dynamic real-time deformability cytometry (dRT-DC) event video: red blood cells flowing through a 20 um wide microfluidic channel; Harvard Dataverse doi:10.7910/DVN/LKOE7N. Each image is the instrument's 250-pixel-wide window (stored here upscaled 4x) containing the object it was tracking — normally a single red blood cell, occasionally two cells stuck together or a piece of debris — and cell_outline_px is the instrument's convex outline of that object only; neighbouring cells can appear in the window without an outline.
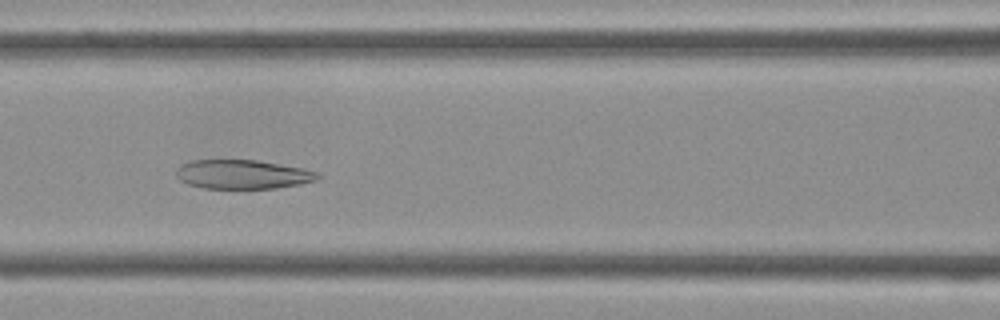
{"species": "Egyptian fruit bat (a non-hibernating species)", "species_latin": "Rousettus aegyptiacus", "temperature_condition": "cold", "stored_images_in_passage": 43, "camera_frame_rate_fps": 3000, "um_per_image_px": 0.085, "frame": {"image": 1, "passage_image": 18, "time_ms": 5.667, "image_size_px": [1000, 320], "cell_outline_px": [[324, 176], [316, 180], [300, 184], [276, 188], [204, 188], [188, 184], [180, 180], [176, 176], [176, 168], [180, 164], [192, 160], [256, 160], [304, 168], [320, 172]], "centroid_in_image_um": [20.65, 14.81], "position_along_channel_um": 145.9, "area_um2": 24.16}}
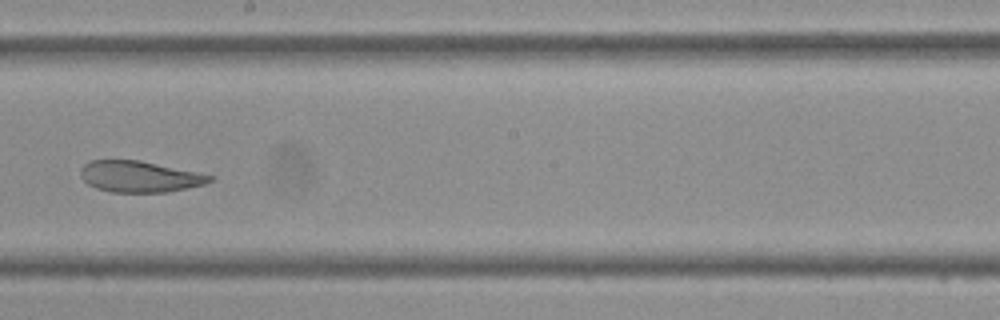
{"frame": {"image": 2, "passage_image": 24, "time_ms": 7.667, "image_size_px": [1000, 320], "cell_outline_px": [[216, 176], [212, 180], [204, 184], [168, 192], [112, 192], [96, 188], [88, 184], [80, 176], [80, 168], [84, 164], [92, 160], [140, 160]], "centroid_in_image_um": [11.85, 15.0], "position_along_channel_um": 236.3, "area_um2": 23.47}}
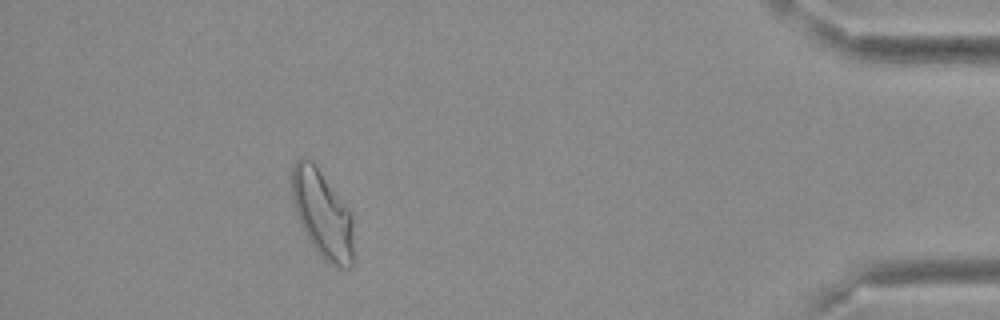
{"frame": {"image": 3, "passage_image": 39, "time_ms": 12.667, "image_size_px": [1000, 320], "cell_outline_px": [[352, 264], [348, 268], [336, 268], [328, 264], [324, 260], [312, 244], [296, 212], [292, 196], [292, 164], [300, 156], [304, 156], [312, 160], [316, 164], [352, 212]], "centroid_in_image_um": [27.41, 18.14], "position_along_channel_um": 407.8, "area_um2": 31.5}}